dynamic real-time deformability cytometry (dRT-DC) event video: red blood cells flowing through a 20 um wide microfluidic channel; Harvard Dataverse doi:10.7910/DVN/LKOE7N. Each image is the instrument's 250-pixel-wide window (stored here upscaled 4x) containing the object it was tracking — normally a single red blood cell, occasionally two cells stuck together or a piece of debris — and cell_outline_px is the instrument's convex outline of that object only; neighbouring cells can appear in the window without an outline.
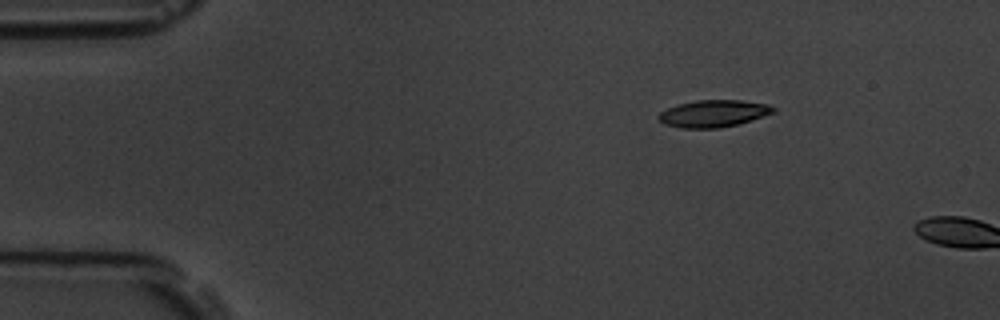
{"species": "common noctule bat (a hibernating species)", "species_latin": "Nyctalus noctula", "temperature_condition": "room temperature", "stored_images_in_passage": 2, "camera_frame_rate_fps": 3000, "um_per_image_px": 0.085, "animal": {"sex": "male", "body_mass_g": 19.5, "forearm_length_mm": 54.6}, "frame": {"image": 1, "passage_image": 1, "time_ms": 0.0, "image_size_px": [1000, 320], "cell_outline_px": [[776, 112], [736, 124], [720, 128], [680, 128], [664, 124], [656, 116], [660, 112], [676, 104], [696, 100], [740, 100], [768, 104], [776, 108]], "centroid_in_image_um": [60.62, 9.64], "position_along_channel_um": 24.4, "area_um2": 18.09}}